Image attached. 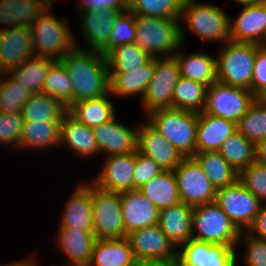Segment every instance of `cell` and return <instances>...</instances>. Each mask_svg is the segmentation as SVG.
<instances>
[{"mask_svg":"<svg viewBox=\"0 0 266 266\" xmlns=\"http://www.w3.org/2000/svg\"><path fill=\"white\" fill-rule=\"evenodd\" d=\"M72 82V104L110 93V76L105 56L76 47L61 60Z\"/></svg>","mask_w":266,"mask_h":266,"instance_id":"obj_1","label":"cell"},{"mask_svg":"<svg viewBox=\"0 0 266 266\" xmlns=\"http://www.w3.org/2000/svg\"><path fill=\"white\" fill-rule=\"evenodd\" d=\"M135 44L153 58L174 56L185 41L180 19L135 14Z\"/></svg>","mask_w":266,"mask_h":266,"instance_id":"obj_2","label":"cell"},{"mask_svg":"<svg viewBox=\"0 0 266 266\" xmlns=\"http://www.w3.org/2000/svg\"><path fill=\"white\" fill-rule=\"evenodd\" d=\"M54 5H48L30 27L35 56L60 61L77 46L76 38L66 19L50 13Z\"/></svg>","mask_w":266,"mask_h":266,"instance_id":"obj_3","label":"cell"},{"mask_svg":"<svg viewBox=\"0 0 266 266\" xmlns=\"http://www.w3.org/2000/svg\"><path fill=\"white\" fill-rule=\"evenodd\" d=\"M147 121L184 157L196 153L198 113L175 108L157 109Z\"/></svg>","mask_w":266,"mask_h":266,"instance_id":"obj_4","label":"cell"},{"mask_svg":"<svg viewBox=\"0 0 266 266\" xmlns=\"http://www.w3.org/2000/svg\"><path fill=\"white\" fill-rule=\"evenodd\" d=\"M229 20V15L214 3L183 0L180 21L204 41L223 42V45L231 40Z\"/></svg>","mask_w":266,"mask_h":266,"instance_id":"obj_5","label":"cell"},{"mask_svg":"<svg viewBox=\"0 0 266 266\" xmlns=\"http://www.w3.org/2000/svg\"><path fill=\"white\" fill-rule=\"evenodd\" d=\"M216 55L217 82L251 91L257 44L229 40Z\"/></svg>","mask_w":266,"mask_h":266,"instance_id":"obj_6","label":"cell"},{"mask_svg":"<svg viewBox=\"0 0 266 266\" xmlns=\"http://www.w3.org/2000/svg\"><path fill=\"white\" fill-rule=\"evenodd\" d=\"M192 238L237 248L241 231L215 202L193 207Z\"/></svg>","mask_w":266,"mask_h":266,"instance_id":"obj_7","label":"cell"},{"mask_svg":"<svg viewBox=\"0 0 266 266\" xmlns=\"http://www.w3.org/2000/svg\"><path fill=\"white\" fill-rule=\"evenodd\" d=\"M93 234L97 239L126 238L120 193L99 188L91 182Z\"/></svg>","mask_w":266,"mask_h":266,"instance_id":"obj_8","label":"cell"},{"mask_svg":"<svg viewBox=\"0 0 266 266\" xmlns=\"http://www.w3.org/2000/svg\"><path fill=\"white\" fill-rule=\"evenodd\" d=\"M180 77V67L175 56L155 58L153 77L140 100L145 115L157 109L173 108L174 86Z\"/></svg>","mask_w":266,"mask_h":266,"instance_id":"obj_9","label":"cell"},{"mask_svg":"<svg viewBox=\"0 0 266 266\" xmlns=\"http://www.w3.org/2000/svg\"><path fill=\"white\" fill-rule=\"evenodd\" d=\"M255 100L248 89L215 82L206 89L203 112L237 124Z\"/></svg>","mask_w":266,"mask_h":266,"instance_id":"obj_10","label":"cell"},{"mask_svg":"<svg viewBox=\"0 0 266 266\" xmlns=\"http://www.w3.org/2000/svg\"><path fill=\"white\" fill-rule=\"evenodd\" d=\"M215 202L221 207L240 231H247L259 213L261 202L242 183H235L216 190Z\"/></svg>","mask_w":266,"mask_h":266,"instance_id":"obj_11","label":"cell"},{"mask_svg":"<svg viewBox=\"0 0 266 266\" xmlns=\"http://www.w3.org/2000/svg\"><path fill=\"white\" fill-rule=\"evenodd\" d=\"M126 238L136 260L177 264L178 249L158 225L132 231Z\"/></svg>","mask_w":266,"mask_h":266,"instance_id":"obj_12","label":"cell"},{"mask_svg":"<svg viewBox=\"0 0 266 266\" xmlns=\"http://www.w3.org/2000/svg\"><path fill=\"white\" fill-rule=\"evenodd\" d=\"M173 172L183 203L194 207L215 201L216 188L193 157H185Z\"/></svg>","mask_w":266,"mask_h":266,"instance_id":"obj_13","label":"cell"},{"mask_svg":"<svg viewBox=\"0 0 266 266\" xmlns=\"http://www.w3.org/2000/svg\"><path fill=\"white\" fill-rule=\"evenodd\" d=\"M237 249L191 238L177 251V266H238Z\"/></svg>","mask_w":266,"mask_h":266,"instance_id":"obj_14","label":"cell"},{"mask_svg":"<svg viewBox=\"0 0 266 266\" xmlns=\"http://www.w3.org/2000/svg\"><path fill=\"white\" fill-rule=\"evenodd\" d=\"M137 141V150L155 161L163 171H174L185 158L146 120L138 125Z\"/></svg>","mask_w":266,"mask_h":266,"instance_id":"obj_15","label":"cell"},{"mask_svg":"<svg viewBox=\"0 0 266 266\" xmlns=\"http://www.w3.org/2000/svg\"><path fill=\"white\" fill-rule=\"evenodd\" d=\"M115 116L112 120L93 128L99 153L106 156L128 154L137 151V128L120 123ZM117 120V121H116Z\"/></svg>","mask_w":266,"mask_h":266,"instance_id":"obj_16","label":"cell"},{"mask_svg":"<svg viewBox=\"0 0 266 266\" xmlns=\"http://www.w3.org/2000/svg\"><path fill=\"white\" fill-rule=\"evenodd\" d=\"M81 21L80 31L82 30L85 38V46H77L80 49L101 52L109 42L112 33V25L117 19L121 10L104 8L102 10H83L77 9Z\"/></svg>","mask_w":266,"mask_h":266,"instance_id":"obj_17","label":"cell"},{"mask_svg":"<svg viewBox=\"0 0 266 266\" xmlns=\"http://www.w3.org/2000/svg\"><path fill=\"white\" fill-rule=\"evenodd\" d=\"M102 169L92 179L101 189L117 193L133 190V175L136 152L106 156Z\"/></svg>","mask_w":266,"mask_h":266,"instance_id":"obj_18","label":"cell"},{"mask_svg":"<svg viewBox=\"0 0 266 266\" xmlns=\"http://www.w3.org/2000/svg\"><path fill=\"white\" fill-rule=\"evenodd\" d=\"M237 18L230 17V39L266 45V2L242 6Z\"/></svg>","mask_w":266,"mask_h":266,"instance_id":"obj_19","label":"cell"},{"mask_svg":"<svg viewBox=\"0 0 266 266\" xmlns=\"http://www.w3.org/2000/svg\"><path fill=\"white\" fill-rule=\"evenodd\" d=\"M58 228L56 245L68 259V265L66 263L65 265L88 266L97 240L93 231H85L71 226H59Z\"/></svg>","mask_w":266,"mask_h":266,"instance_id":"obj_20","label":"cell"},{"mask_svg":"<svg viewBox=\"0 0 266 266\" xmlns=\"http://www.w3.org/2000/svg\"><path fill=\"white\" fill-rule=\"evenodd\" d=\"M35 56L29 27H13L0 31L2 70L9 73L30 57Z\"/></svg>","mask_w":266,"mask_h":266,"instance_id":"obj_21","label":"cell"},{"mask_svg":"<svg viewBox=\"0 0 266 266\" xmlns=\"http://www.w3.org/2000/svg\"><path fill=\"white\" fill-rule=\"evenodd\" d=\"M126 234L158 224L159 209L138 189L120 193Z\"/></svg>","mask_w":266,"mask_h":266,"instance_id":"obj_22","label":"cell"},{"mask_svg":"<svg viewBox=\"0 0 266 266\" xmlns=\"http://www.w3.org/2000/svg\"><path fill=\"white\" fill-rule=\"evenodd\" d=\"M60 148L67 147L80 158L98 155L93 129L67 112L61 121Z\"/></svg>","mask_w":266,"mask_h":266,"instance_id":"obj_23","label":"cell"},{"mask_svg":"<svg viewBox=\"0 0 266 266\" xmlns=\"http://www.w3.org/2000/svg\"><path fill=\"white\" fill-rule=\"evenodd\" d=\"M193 207L182 201L159 210L158 226L178 249L192 238Z\"/></svg>","mask_w":266,"mask_h":266,"instance_id":"obj_24","label":"cell"},{"mask_svg":"<svg viewBox=\"0 0 266 266\" xmlns=\"http://www.w3.org/2000/svg\"><path fill=\"white\" fill-rule=\"evenodd\" d=\"M90 183V184H89ZM79 184L67 198L59 226H71L85 231H93V205L91 182Z\"/></svg>","mask_w":266,"mask_h":266,"instance_id":"obj_25","label":"cell"},{"mask_svg":"<svg viewBox=\"0 0 266 266\" xmlns=\"http://www.w3.org/2000/svg\"><path fill=\"white\" fill-rule=\"evenodd\" d=\"M236 130L233 121L204 112L198 113L196 152L218 151Z\"/></svg>","mask_w":266,"mask_h":266,"instance_id":"obj_26","label":"cell"},{"mask_svg":"<svg viewBox=\"0 0 266 266\" xmlns=\"http://www.w3.org/2000/svg\"><path fill=\"white\" fill-rule=\"evenodd\" d=\"M155 70V58L151 57L145 64L127 73H109L110 93L116 97H133L139 99L145 94V91L153 77Z\"/></svg>","mask_w":266,"mask_h":266,"instance_id":"obj_27","label":"cell"},{"mask_svg":"<svg viewBox=\"0 0 266 266\" xmlns=\"http://www.w3.org/2000/svg\"><path fill=\"white\" fill-rule=\"evenodd\" d=\"M48 5L44 0H0V31L30 28Z\"/></svg>","mask_w":266,"mask_h":266,"instance_id":"obj_28","label":"cell"},{"mask_svg":"<svg viewBox=\"0 0 266 266\" xmlns=\"http://www.w3.org/2000/svg\"><path fill=\"white\" fill-rule=\"evenodd\" d=\"M182 47L183 44L174 55L178 60L181 76L207 87L217 82L216 56L200 51L186 55L184 50L182 52Z\"/></svg>","mask_w":266,"mask_h":266,"instance_id":"obj_29","label":"cell"},{"mask_svg":"<svg viewBox=\"0 0 266 266\" xmlns=\"http://www.w3.org/2000/svg\"><path fill=\"white\" fill-rule=\"evenodd\" d=\"M135 261L127 238L97 239L88 266H132Z\"/></svg>","mask_w":266,"mask_h":266,"instance_id":"obj_30","label":"cell"},{"mask_svg":"<svg viewBox=\"0 0 266 266\" xmlns=\"http://www.w3.org/2000/svg\"><path fill=\"white\" fill-rule=\"evenodd\" d=\"M61 122H24L18 150L60 147Z\"/></svg>","mask_w":266,"mask_h":266,"instance_id":"obj_31","label":"cell"},{"mask_svg":"<svg viewBox=\"0 0 266 266\" xmlns=\"http://www.w3.org/2000/svg\"><path fill=\"white\" fill-rule=\"evenodd\" d=\"M67 112L68 108L62 101L41 92L30 95L21 114L24 122H61Z\"/></svg>","mask_w":266,"mask_h":266,"instance_id":"obj_32","label":"cell"},{"mask_svg":"<svg viewBox=\"0 0 266 266\" xmlns=\"http://www.w3.org/2000/svg\"><path fill=\"white\" fill-rule=\"evenodd\" d=\"M109 97H111V93L99 98L73 103L68 108V112L78 121L93 129L116 116L115 106Z\"/></svg>","mask_w":266,"mask_h":266,"instance_id":"obj_33","label":"cell"},{"mask_svg":"<svg viewBox=\"0 0 266 266\" xmlns=\"http://www.w3.org/2000/svg\"><path fill=\"white\" fill-rule=\"evenodd\" d=\"M138 190L159 210L181 202L173 171H162L139 187Z\"/></svg>","mask_w":266,"mask_h":266,"instance_id":"obj_34","label":"cell"},{"mask_svg":"<svg viewBox=\"0 0 266 266\" xmlns=\"http://www.w3.org/2000/svg\"><path fill=\"white\" fill-rule=\"evenodd\" d=\"M201 166L214 188H224L235 183L239 174L218 151L196 152L192 156Z\"/></svg>","mask_w":266,"mask_h":266,"instance_id":"obj_35","label":"cell"},{"mask_svg":"<svg viewBox=\"0 0 266 266\" xmlns=\"http://www.w3.org/2000/svg\"><path fill=\"white\" fill-rule=\"evenodd\" d=\"M54 62L50 58L32 56L8 74L31 94L41 93L48 69Z\"/></svg>","mask_w":266,"mask_h":266,"instance_id":"obj_36","label":"cell"},{"mask_svg":"<svg viewBox=\"0 0 266 266\" xmlns=\"http://www.w3.org/2000/svg\"><path fill=\"white\" fill-rule=\"evenodd\" d=\"M218 152L239 174L255 160V145L236 130L220 146Z\"/></svg>","mask_w":266,"mask_h":266,"instance_id":"obj_37","label":"cell"},{"mask_svg":"<svg viewBox=\"0 0 266 266\" xmlns=\"http://www.w3.org/2000/svg\"><path fill=\"white\" fill-rule=\"evenodd\" d=\"M206 89V85L181 76L174 86L173 108L203 112Z\"/></svg>","mask_w":266,"mask_h":266,"instance_id":"obj_38","label":"cell"},{"mask_svg":"<svg viewBox=\"0 0 266 266\" xmlns=\"http://www.w3.org/2000/svg\"><path fill=\"white\" fill-rule=\"evenodd\" d=\"M105 58L109 73H127L145 64L151 56L131 43L114 48Z\"/></svg>","mask_w":266,"mask_h":266,"instance_id":"obj_39","label":"cell"},{"mask_svg":"<svg viewBox=\"0 0 266 266\" xmlns=\"http://www.w3.org/2000/svg\"><path fill=\"white\" fill-rule=\"evenodd\" d=\"M43 92L50 97L59 99L67 108L72 105V82L61 61H55L48 69Z\"/></svg>","mask_w":266,"mask_h":266,"instance_id":"obj_40","label":"cell"},{"mask_svg":"<svg viewBox=\"0 0 266 266\" xmlns=\"http://www.w3.org/2000/svg\"><path fill=\"white\" fill-rule=\"evenodd\" d=\"M183 0H128V10L136 15L181 19Z\"/></svg>","mask_w":266,"mask_h":266,"instance_id":"obj_41","label":"cell"},{"mask_svg":"<svg viewBox=\"0 0 266 266\" xmlns=\"http://www.w3.org/2000/svg\"><path fill=\"white\" fill-rule=\"evenodd\" d=\"M236 126L247 140L256 145L266 138V106L256 99Z\"/></svg>","mask_w":266,"mask_h":266,"instance_id":"obj_42","label":"cell"},{"mask_svg":"<svg viewBox=\"0 0 266 266\" xmlns=\"http://www.w3.org/2000/svg\"><path fill=\"white\" fill-rule=\"evenodd\" d=\"M31 93L8 73L0 76V112H21Z\"/></svg>","mask_w":266,"mask_h":266,"instance_id":"obj_43","label":"cell"},{"mask_svg":"<svg viewBox=\"0 0 266 266\" xmlns=\"http://www.w3.org/2000/svg\"><path fill=\"white\" fill-rule=\"evenodd\" d=\"M112 29L107 46L100 52L103 56L116 47L135 42V14L129 10L121 12L114 21Z\"/></svg>","mask_w":266,"mask_h":266,"instance_id":"obj_44","label":"cell"},{"mask_svg":"<svg viewBox=\"0 0 266 266\" xmlns=\"http://www.w3.org/2000/svg\"><path fill=\"white\" fill-rule=\"evenodd\" d=\"M238 180L261 203H266V163L255 160L239 173Z\"/></svg>","mask_w":266,"mask_h":266,"instance_id":"obj_45","label":"cell"},{"mask_svg":"<svg viewBox=\"0 0 266 266\" xmlns=\"http://www.w3.org/2000/svg\"><path fill=\"white\" fill-rule=\"evenodd\" d=\"M24 120L21 112H0V143L10 145L14 150L20 146Z\"/></svg>","mask_w":266,"mask_h":266,"instance_id":"obj_46","label":"cell"},{"mask_svg":"<svg viewBox=\"0 0 266 266\" xmlns=\"http://www.w3.org/2000/svg\"><path fill=\"white\" fill-rule=\"evenodd\" d=\"M242 243L246 245L243 255L245 266H266V240L254 237L247 231H241L237 248Z\"/></svg>","mask_w":266,"mask_h":266,"instance_id":"obj_47","label":"cell"},{"mask_svg":"<svg viewBox=\"0 0 266 266\" xmlns=\"http://www.w3.org/2000/svg\"><path fill=\"white\" fill-rule=\"evenodd\" d=\"M162 171L163 170L155 161L137 150L133 175V189H138L143 186Z\"/></svg>","mask_w":266,"mask_h":266,"instance_id":"obj_48","label":"cell"},{"mask_svg":"<svg viewBox=\"0 0 266 266\" xmlns=\"http://www.w3.org/2000/svg\"><path fill=\"white\" fill-rule=\"evenodd\" d=\"M266 89V45L257 44V53L251 81V92L257 96Z\"/></svg>","mask_w":266,"mask_h":266,"instance_id":"obj_49","label":"cell"},{"mask_svg":"<svg viewBox=\"0 0 266 266\" xmlns=\"http://www.w3.org/2000/svg\"><path fill=\"white\" fill-rule=\"evenodd\" d=\"M77 2H80L77 7L83 10H102L104 8L122 12L128 10V0H79Z\"/></svg>","mask_w":266,"mask_h":266,"instance_id":"obj_50","label":"cell"},{"mask_svg":"<svg viewBox=\"0 0 266 266\" xmlns=\"http://www.w3.org/2000/svg\"><path fill=\"white\" fill-rule=\"evenodd\" d=\"M247 232L254 237L266 240V203H261L259 213Z\"/></svg>","mask_w":266,"mask_h":266,"instance_id":"obj_51","label":"cell"},{"mask_svg":"<svg viewBox=\"0 0 266 266\" xmlns=\"http://www.w3.org/2000/svg\"><path fill=\"white\" fill-rule=\"evenodd\" d=\"M255 157L257 161L266 163V138L255 145Z\"/></svg>","mask_w":266,"mask_h":266,"instance_id":"obj_52","label":"cell"},{"mask_svg":"<svg viewBox=\"0 0 266 266\" xmlns=\"http://www.w3.org/2000/svg\"><path fill=\"white\" fill-rule=\"evenodd\" d=\"M38 261H36V259H33L32 256L29 257H25L23 260H18V261H14V262H9V263H5V264H0V266H38L37 263Z\"/></svg>","mask_w":266,"mask_h":266,"instance_id":"obj_53","label":"cell"},{"mask_svg":"<svg viewBox=\"0 0 266 266\" xmlns=\"http://www.w3.org/2000/svg\"><path fill=\"white\" fill-rule=\"evenodd\" d=\"M132 266H177L176 264H162L158 262H153V261H141V260H136Z\"/></svg>","mask_w":266,"mask_h":266,"instance_id":"obj_54","label":"cell"},{"mask_svg":"<svg viewBox=\"0 0 266 266\" xmlns=\"http://www.w3.org/2000/svg\"><path fill=\"white\" fill-rule=\"evenodd\" d=\"M234 1L237 2L238 4H241L242 6H248L263 2L262 0H234Z\"/></svg>","mask_w":266,"mask_h":266,"instance_id":"obj_55","label":"cell"},{"mask_svg":"<svg viewBox=\"0 0 266 266\" xmlns=\"http://www.w3.org/2000/svg\"><path fill=\"white\" fill-rule=\"evenodd\" d=\"M256 99L263 104L264 106H266V89H264L262 92H260L257 96Z\"/></svg>","mask_w":266,"mask_h":266,"instance_id":"obj_56","label":"cell"},{"mask_svg":"<svg viewBox=\"0 0 266 266\" xmlns=\"http://www.w3.org/2000/svg\"><path fill=\"white\" fill-rule=\"evenodd\" d=\"M5 72L2 70V64H1V59H0V76L3 75Z\"/></svg>","mask_w":266,"mask_h":266,"instance_id":"obj_57","label":"cell"},{"mask_svg":"<svg viewBox=\"0 0 266 266\" xmlns=\"http://www.w3.org/2000/svg\"><path fill=\"white\" fill-rule=\"evenodd\" d=\"M46 3H48L49 5H53L52 3L56 0H44Z\"/></svg>","mask_w":266,"mask_h":266,"instance_id":"obj_58","label":"cell"}]
</instances>
